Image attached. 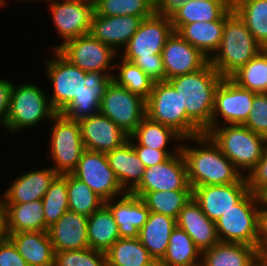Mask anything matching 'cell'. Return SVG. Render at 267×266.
Wrapping results in <instances>:
<instances>
[{
    "label": "cell",
    "mask_w": 267,
    "mask_h": 266,
    "mask_svg": "<svg viewBox=\"0 0 267 266\" xmlns=\"http://www.w3.org/2000/svg\"><path fill=\"white\" fill-rule=\"evenodd\" d=\"M232 9L255 40L267 49V0H232Z\"/></svg>",
    "instance_id": "35"
},
{
    "label": "cell",
    "mask_w": 267,
    "mask_h": 266,
    "mask_svg": "<svg viewBox=\"0 0 267 266\" xmlns=\"http://www.w3.org/2000/svg\"><path fill=\"white\" fill-rule=\"evenodd\" d=\"M107 266H153L156 261L138 237L119 238L106 252Z\"/></svg>",
    "instance_id": "34"
},
{
    "label": "cell",
    "mask_w": 267,
    "mask_h": 266,
    "mask_svg": "<svg viewBox=\"0 0 267 266\" xmlns=\"http://www.w3.org/2000/svg\"><path fill=\"white\" fill-rule=\"evenodd\" d=\"M256 93L238 86L230 78H223L215 92L211 129L228 124H244L253 109ZM222 118V121H220Z\"/></svg>",
    "instance_id": "15"
},
{
    "label": "cell",
    "mask_w": 267,
    "mask_h": 266,
    "mask_svg": "<svg viewBox=\"0 0 267 266\" xmlns=\"http://www.w3.org/2000/svg\"><path fill=\"white\" fill-rule=\"evenodd\" d=\"M176 223L191 237L201 253L220 242L215 222L204 214L193 197L183 206Z\"/></svg>",
    "instance_id": "24"
},
{
    "label": "cell",
    "mask_w": 267,
    "mask_h": 266,
    "mask_svg": "<svg viewBox=\"0 0 267 266\" xmlns=\"http://www.w3.org/2000/svg\"><path fill=\"white\" fill-rule=\"evenodd\" d=\"M162 58L166 81L175 76L195 72L209 62V58L175 31L162 49Z\"/></svg>",
    "instance_id": "19"
},
{
    "label": "cell",
    "mask_w": 267,
    "mask_h": 266,
    "mask_svg": "<svg viewBox=\"0 0 267 266\" xmlns=\"http://www.w3.org/2000/svg\"><path fill=\"white\" fill-rule=\"evenodd\" d=\"M67 198L70 211L87 217L105 204L88 185L72 174H67Z\"/></svg>",
    "instance_id": "40"
},
{
    "label": "cell",
    "mask_w": 267,
    "mask_h": 266,
    "mask_svg": "<svg viewBox=\"0 0 267 266\" xmlns=\"http://www.w3.org/2000/svg\"><path fill=\"white\" fill-rule=\"evenodd\" d=\"M230 79L238 86L256 94L267 93V49H262Z\"/></svg>",
    "instance_id": "38"
},
{
    "label": "cell",
    "mask_w": 267,
    "mask_h": 266,
    "mask_svg": "<svg viewBox=\"0 0 267 266\" xmlns=\"http://www.w3.org/2000/svg\"><path fill=\"white\" fill-rule=\"evenodd\" d=\"M149 209L177 220L183 206L192 198V190L132 191Z\"/></svg>",
    "instance_id": "36"
},
{
    "label": "cell",
    "mask_w": 267,
    "mask_h": 266,
    "mask_svg": "<svg viewBox=\"0 0 267 266\" xmlns=\"http://www.w3.org/2000/svg\"><path fill=\"white\" fill-rule=\"evenodd\" d=\"M9 234V239L29 266H54L55 251L47 231Z\"/></svg>",
    "instance_id": "27"
},
{
    "label": "cell",
    "mask_w": 267,
    "mask_h": 266,
    "mask_svg": "<svg viewBox=\"0 0 267 266\" xmlns=\"http://www.w3.org/2000/svg\"><path fill=\"white\" fill-rule=\"evenodd\" d=\"M231 11L232 0H188L170 19L176 32L184 24L225 20Z\"/></svg>",
    "instance_id": "28"
},
{
    "label": "cell",
    "mask_w": 267,
    "mask_h": 266,
    "mask_svg": "<svg viewBox=\"0 0 267 266\" xmlns=\"http://www.w3.org/2000/svg\"><path fill=\"white\" fill-rule=\"evenodd\" d=\"M45 60V72L52 86L53 109L72 120L99 113L101 99L114 72H86L70 63L57 50Z\"/></svg>",
    "instance_id": "1"
},
{
    "label": "cell",
    "mask_w": 267,
    "mask_h": 266,
    "mask_svg": "<svg viewBox=\"0 0 267 266\" xmlns=\"http://www.w3.org/2000/svg\"><path fill=\"white\" fill-rule=\"evenodd\" d=\"M131 136L141 145L158 150H171L169 144H182L183 137L173 128L145 116ZM181 142V143H180ZM169 148V149H168Z\"/></svg>",
    "instance_id": "37"
},
{
    "label": "cell",
    "mask_w": 267,
    "mask_h": 266,
    "mask_svg": "<svg viewBox=\"0 0 267 266\" xmlns=\"http://www.w3.org/2000/svg\"><path fill=\"white\" fill-rule=\"evenodd\" d=\"M201 251L191 237L176 226L170 235L165 255L159 261L161 266H201Z\"/></svg>",
    "instance_id": "33"
},
{
    "label": "cell",
    "mask_w": 267,
    "mask_h": 266,
    "mask_svg": "<svg viewBox=\"0 0 267 266\" xmlns=\"http://www.w3.org/2000/svg\"><path fill=\"white\" fill-rule=\"evenodd\" d=\"M128 139L131 141L139 159L143 162L144 168L160 164L166 161L171 155H175L181 151V144H176L175 147H172V150H158L141 146L131 135Z\"/></svg>",
    "instance_id": "45"
},
{
    "label": "cell",
    "mask_w": 267,
    "mask_h": 266,
    "mask_svg": "<svg viewBox=\"0 0 267 266\" xmlns=\"http://www.w3.org/2000/svg\"><path fill=\"white\" fill-rule=\"evenodd\" d=\"M54 266H107L106 253L92 248L55 252Z\"/></svg>",
    "instance_id": "43"
},
{
    "label": "cell",
    "mask_w": 267,
    "mask_h": 266,
    "mask_svg": "<svg viewBox=\"0 0 267 266\" xmlns=\"http://www.w3.org/2000/svg\"><path fill=\"white\" fill-rule=\"evenodd\" d=\"M81 137L87 150L107 153L121 146L129 135L111 119L97 113L78 120Z\"/></svg>",
    "instance_id": "18"
},
{
    "label": "cell",
    "mask_w": 267,
    "mask_h": 266,
    "mask_svg": "<svg viewBox=\"0 0 267 266\" xmlns=\"http://www.w3.org/2000/svg\"><path fill=\"white\" fill-rule=\"evenodd\" d=\"M87 222V216L66 211L47 231L54 251L89 248Z\"/></svg>",
    "instance_id": "22"
},
{
    "label": "cell",
    "mask_w": 267,
    "mask_h": 266,
    "mask_svg": "<svg viewBox=\"0 0 267 266\" xmlns=\"http://www.w3.org/2000/svg\"><path fill=\"white\" fill-rule=\"evenodd\" d=\"M207 135L243 176L258 163L267 144V138L244 124L215 126Z\"/></svg>",
    "instance_id": "6"
},
{
    "label": "cell",
    "mask_w": 267,
    "mask_h": 266,
    "mask_svg": "<svg viewBox=\"0 0 267 266\" xmlns=\"http://www.w3.org/2000/svg\"><path fill=\"white\" fill-rule=\"evenodd\" d=\"M192 190L181 151L166 161L144 169L140 184L133 191Z\"/></svg>",
    "instance_id": "16"
},
{
    "label": "cell",
    "mask_w": 267,
    "mask_h": 266,
    "mask_svg": "<svg viewBox=\"0 0 267 266\" xmlns=\"http://www.w3.org/2000/svg\"><path fill=\"white\" fill-rule=\"evenodd\" d=\"M223 77L208 62L203 68L167 81L175 88L187 116L207 134L211 130L215 92Z\"/></svg>",
    "instance_id": "4"
},
{
    "label": "cell",
    "mask_w": 267,
    "mask_h": 266,
    "mask_svg": "<svg viewBox=\"0 0 267 266\" xmlns=\"http://www.w3.org/2000/svg\"><path fill=\"white\" fill-rule=\"evenodd\" d=\"M13 82L0 78V125L4 128L9 112Z\"/></svg>",
    "instance_id": "48"
},
{
    "label": "cell",
    "mask_w": 267,
    "mask_h": 266,
    "mask_svg": "<svg viewBox=\"0 0 267 266\" xmlns=\"http://www.w3.org/2000/svg\"><path fill=\"white\" fill-rule=\"evenodd\" d=\"M57 51L70 63L86 72L108 70L113 72L115 69L113 60H117V56L120 55L90 33L68 40Z\"/></svg>",
    "instance_id": "13"
},
{
    "label": "cell",
    "mask_w": 267,
    "mask_h": 266,
    "mask_svg": "<svg viewBox=\"0 0 267 266\" xmlns=\"http://www.w3.org/2000/svg\"><path fill=\"white\" fill-rule=\"evenodd\" d=\"M247 182L199 186L192 189V197L204 214L216 222L238 204L248 193Z\"/></svg>",
    "instance_id": "17"
},
{
    "label": "cell",
    "mask_w": 267,
    "mask_h": 266,
    "mask_svg": "<svg viewBox=\"0 0 267 266\" xmlns=\"http://www.w3.org/2000/svg\"><path fill=\"white\" fill-rule=\"evenodd\" d=\"M223 28L224 20L200 21L184 24L176 32L210 59L220 46Z\"/></svg>",
    "instance_id": "30"
},
{
    "label": "cell",
    "mask_w": 267,
    "mask_h": 266,
    "mask_svg": "<svg viewBox=\"0 0 267 266\" xmlns=\"http://www.w3.org/2000/svg\"><path fill=\"white\" fill-rule=\"evenodd\" d=\"M3 6H5L4 1L0 0V8L3 7Z\"/></svg>",
    "instance_id": "54"
},
{
    "label": "cell",
    "mask_w": 267,
    "mask_h": 266,
    "mask_svg": "<svg viewBox=\"0 0 267 266\" xmlns=\"http://www.w3.org/2000/svg\"><path fill=\"white\" fill-rule=\"evenodd\" d=\"M9 233L45 231L42 199L27 203H5Z\"/></svg>",
    "instance_id": "32"
},
{
    "label": "cell",
    "mask_w": 267,
    "mask_h": 266,
    "mask_svg": "<svg viewBox=\"0 0 267 266\" xmlns=\"http://www.w3.org/2000/svg\"><path fill=\"white\" fill-rule=\"evenodd\" d=\"M261 254L262 257L267 256V210H262Z\"/></svg>",
    "instance_id": "51"
},
{
    "label": "cell",
    "mask_w": 267,
    "mask_h": 266,
    "mask_svg": "<svg viewBox=\"0 0 267 266\" xmlns=\"http://www.w3.org/2000/svg\"><path fill=\"white\" fill-rule=\"evenodd\" d=\"M262 209L260 197L249 192L215 222L220 242L241 243L261 251Z\"/></svg>",
    "instance_id": "7"
},
{
    "label": "cell",
    "mask_w": 267,
    "mask_h": 266,
    "mask_svg": "<svg viewBox=\"0 0 267 266\" xmlns=\"http://www.w3.org/2000/svg\"><path fill=\"white\" fill-rule=\"evenodd\" d=\"M263 260L257 247L218 242L202 252L201 266H257Z\"/></svg>",
    "instance_id": "25"
},
{
    "label": "cell",
    "mask_w": 267,
    "mask_h": 266,
    "mask_svg": "<svg viewBox=\"0 0 267 266\" xmlns=\"http://www.w3.org/2000/svg\"><path fill=\"white\" fill-rule=\"evenodd\" d=\"M142 20L140 16H103L94 11L90 34L118 53L137 32Z\"/></svg>",
    "instance_id": "20"
},
{
    "label": "cell",
    "mask_w": 267,
    "mask_h": 266,
    "mask_svg": "<svg viewBox=\"0 0 267 266\" xmlns=\"http://www.w3.org/2000/svg\"><path fill=\"white\" fill-rule=\"evenodd\" d=\"M0 266H29L9 238L0 242Z\"/></svg>",
    "instance_id": "47"
},
{
    "label": "cell",
    "mask_w": 267,
    "mask_h": 266,
    "mask_svg": "<svg viewBox=\"0 0 267 266\" xmlns=\"http://www.w3.org/2000/svg\"><path fill=\"white\" fill-rule=\"evenodd\" d=\"M94 11L103 16H140L155 13L154 0H94Z\"/></svg>",
    "instance_id": "42"
},
{
    "label": "cell",
    "mask_w": 267,
    "mask_h": 266,
    "mask_svg": "<svg viewBox=\"0 0 267 266\" xmlns=\"http://www.w3.org/2000/svg\"><path fill=\"white\" fill-rule=\"evenodd\" d=\"M47 5L55 30L63 40L54 45L53 50L68 40L90 33L94 0H50Z\"/></svg>",
    "instance_id": "12"
},
{
    "label": "cell",
    "mask_w": 267,
    "mask_h": 266,
    "mask_svg": "<svg viewBox=\"0 0 267 266\" xmlns=\"http://www.w3.org/2000/svg\"><path fill=\"white\" fill-rule=\"evenodd\" d=\"M87 231L89 247L105 253L120 238L119 227L105 204L88 217Z\"/></svg>",
    "instance_id": "31"
},
{
    "label": "cell",
    "mask_w": 267,
    "mask_h": 266,
    "mask_svg": "<svg viewBox=\"0 0 267 266\" xmlns=\"http://www.w3.org/2000/svg\"><path fill=\"white\" fill-rule=\"evenodd\" d=\"M153 266H161L159 262H156Z\"/></svg>",
    "instance_id": "56"
},
{
    "label": "cell",
    "mask_w": 267,
    "mask_h": 266,
    "mask_svg": "<svg viewBox=\"0 0 267 266\" xmlns=\"http://www.w3.org/2000/svg\"><path fill=\"white\" fill-rule=\"evenodd\" d=\"M114 199L105 201V205L110 209L119 227L120 238L139 237V230L147 221L149 209L132 193L126 192Z\"/></svg>",
    "instance_id": "21"
},
{
    "label": "cell",
    "mask_w": 267,
    "mask_h": 266,
    "mask_svg": "<svg viewBox=\"0 0 267 266\" xmlns=\"http://www.w3.org/2000/svg\"><path fill=\"white\" fill-rule=\"evenodd\" d=\"M188 0H154L155 13L171 18Z\"/></svg>",
    "instance_id": "49"
},
{
    "label": "cell",
    "mask_w": 267,
    "mask_h": 266,
    "mask_svg": "<svg viewBox=\"0 0 267 266\" xmlns=\"http://www.w3.org/2000/svg\"><path fill=\"white\" fill-rule=\"evenodd\" d=\"M106 156L122 189L131 193L142 181L145 169L131 141L128 139L121 146L107 152Z\"/></svg>",
    "instance_id": "26"
},
{
    "label": "cell",
    "mask_w": 267,
    "mask_h": 266,
    "mask_svg": "<svg viewBox=\"0 0 267 266\" xmlns=\"http://www.w3.org/2000/svg\"><path fill=\"white\" fill-rule=\"evenodd\" d=\"M49 154L52 168L59 174H71L85 150L78 120L57 113L51 120Z\"/></svg>",
    "instance_id": "10"
},
{
    "label": "cell",
    "mask_w": 267,
    "mask_h": 266,
    "mask_svg": "<svg viewBox=\"0 0 267 266\" xmlns=\"http://www.w3.org/2000/svg\"><path fill=\"white\" fill-rule=\"evenodd\" d=\"M146 116L173 128L183 138L204 134L187 116L178 92L168 81L154 82L151 94L146 100Z\"/></svg>",
    "instance_id": "9"
},
{
    "label": "cell",
    "mask_w": 267,
    "mask_h": 266,
    "mask_svg": "<svg viewBox=\"0 0 267 266\" xmlns=\"http://www.w3.org/2000/svg\"><path fill=\"white\" fill-rule=\"evenodd\" d=\"M257 266H267V262L263 259Z\"/></svg>",
    "instance_id": "53"
},
{
    "label": "cell",
    "mask_w": 267,
    "mask_h": 266,
    "mask_svg": "<svg viewBox=\"0 0 267 266\" xmlns=\"http://www.w3.org/2000/svg\"><path fill=\"white\" fill-rule=\"evenodd\" d=\"M252 106L253 109L244 125L267 138V93L255 94Z\"/></svg>",
    "instance_id": "44"
},
{
    "label": "cell",
    "mask_w": 267,
    "mask_h": 266,
    "mask_svg": "<svg viewBox=\"0 0 267 266\" xmlns=\"http://www.w3.org/2000/svg\"><path fill=\"white\" fill-rule=\"evenodd\" d=\"M173 32L171 19L154 13L142 20L118 57L141 68L154 82L166 81L162 49Z\"/></svg>",
    "instance_id": "3"
},
{
    "label": "cell",
    "mask_w": 267,
    "mask_h": 266,
    "mask_svg": "<svg viewBox=\"0 0 267 266\" xmlns=\"http://www.w3.org/2000/svg\"><path fill=\"white\" fill-rule=\"evenodd\" d=\"M190 141L194 143H189ZM187 142L196 143V146H189ZM182 143L181 153L186 163L188 181L192 189L199 186L246 182L245 176L207 134L183 138Z\"/></svg>",
    "instance_id": "2"
},
{
    "label": "cell",
    "mask_w": 267,
    "mask_h": 266,
    "mask_svg": "<svg viewBox=\"0 0 267 266\" xmlns=\"http://www.w3.org/2000/svg\"><path fill=\"white\" fill-rule=\"evenodd\" d=\"M99 113L130 136L146 116V100L111 80L101 99Z\"/></svg>",
    "instance_id": "11"
},
{
    "label": "cell",
    "mask_w": 267,
    "mask_h": 266,
    "mask_svg": "<svg viewBox=\"0 0 267 266\" xmlns=\"http://www.w3.org/2000/svg\"><path fill=\"white\" fill-rule=\"evenodd\" d=\"M120 63L115 62L116 74H113L112 80L123 88L128 89L134 94L147 100L151 94L154 81L138 66L123 58H118Z\"/></svg>",
    "instance_id": "39"
},
{
    "label": "cell",
    "mask_w": 267,
    "mask_h": 266,
    "mask_svg": "<svg viewBox=\"0 0 267 266\" xmlns=\"http://www.w3.org/2000/svg\"><path fill=\"white\" fill-rule=\"evenodd\" d=\"M176 226V219L149 212L146 223L139 230L138 238L156 262L165 255L170 235Z\"/></svg>",
    "instance_id": "29"
},
{
    "label": "cell",
    "mask_w": 267,
    "mask_h": 266,
    "mask_svg": "<svg viewBox=\"0 0 267 266\" xmlns=\"http://www.w3.org/2000/svg\"><path fill=\"white\" fill-rule=\"evenodd\" d=\"M262 49L264 48L232 9L224 20L220 46L209 63L223 78H230Z\"/></svg>",
    "instance_id": "5"
},
{
    "label": "cell",
    "mask_w": 267,
    "mask_h": 266,
    "mask_svg": "<svg viewBox=\"0 0 267 266\" xmlns=\"http://www.w3.org/2000/svg\"><path fill=\"white\" fill-rule=\"evenodd\" d=\"M7 208L3 198L0 197V242L9 238Z\"/></svg>",
    "instance_id": "50"
},
{
    "label": "cell",
    "mask_w": 267,
    "mask_h": 266,
    "mask_svg": "<svg viewBox=\"0 0 267 266\" xmlns=\"http://www.w3.org/2000/svg\"><path fill=\"white\" fill-rule=\"evenodd\" d=\"M46 94L36 84L24 82L17 86L13 83L5 131L14 135L29 127H36L42 121H50L57 112Z\"/></svg>",
    "instance_id": "8"
},
{
    "label": "cell",
    "mask_w": 267,
    "mask_h": 266,
    "mask_svg": "<svg viewBox=\"0 0 267 266\" xmlns=\"http://www.w3.org/2000/svg\"><path fill=\"white\" fill-rule=\"evenodd\" d=\"M45 231L69 210L67 198V174L58 175L50 184L42 198Z\"/></svg>",
    "instance_id": "41"
},
{
    "label": "cell",
    "mask_w": 267,
    "mask_h": 266,
    "mask_svg": "<svg viewBox=\"0 0 267 266\" xmlns=\"http://www.w3.org/2000/svg\"><path fill=\"white\" fill-rule=\"evenodd\" d=\"M59 174L50 166L23 173L2 193L4 203H27L42 199Z\"/></svg>",
    "instance_id": "23"
},
{
    "label": "cell",
    "mask_w": 267,
    "mask_h": 266,
    "mask_svg": "<svg viewBox=\"0 0 267 266\" xmlns=\"http://www.w3.org/2000/svg\"><path fill=\"white\" fill-rule=\"evenodd\" d=\"M71 174L88 185L104 201L126 193L109 166L104 152L85 149Z\"/></svg>",
    "instance_id": "14"
},
{
    "label": "cell",
    "mask_w": 267,
    "mask_h": 266,
    "mask_svg": "<svg viewBox=\"0 0 267 266\" xmlns=\"http://www.w3.org/2000/svg\"><path fill=\"white\" fill-rule=\"evenodd\" d=\"M19 1H22V0H19ZM23 1H24V2H25V1H27V2L29 1V2H30V0H23ZM31 1H32V0H31ZM45 1H47V0H45ZM49 1H50V0H48L47 2H49ZM33 2H34V0H33Z\"/></svg>",
    "instance_id": "55"
},
{
    "label": "cell",
    "mask_w": 267,
    "mask_h": 266,
    "mask_svg": "<svg viewBox=\"0 0 267 266\" xmlns=\"http://www.w3.org/2000/svg\"><path fill=\"white\" fill-rule=\"evenodd\" d=\"M262 210H267V188L259 195Z\"/></svg>",
    "instance_id": "52"
},
{
    "label": "cell",
    "mask_w": 267,
    "mask_h": 266,
    "mask_svg": "<svg viewBox=\"0 0 267 266\" xmlns=\"http://www.w3.org/2000/svg\"><path fill=\"white\" fill-rule=\"evenodd\" d=\"M249 191L260 195L267 188V144L258 163L245 176Z\"/></svg>",
    "instance_id": "46"
}]
</instances>
